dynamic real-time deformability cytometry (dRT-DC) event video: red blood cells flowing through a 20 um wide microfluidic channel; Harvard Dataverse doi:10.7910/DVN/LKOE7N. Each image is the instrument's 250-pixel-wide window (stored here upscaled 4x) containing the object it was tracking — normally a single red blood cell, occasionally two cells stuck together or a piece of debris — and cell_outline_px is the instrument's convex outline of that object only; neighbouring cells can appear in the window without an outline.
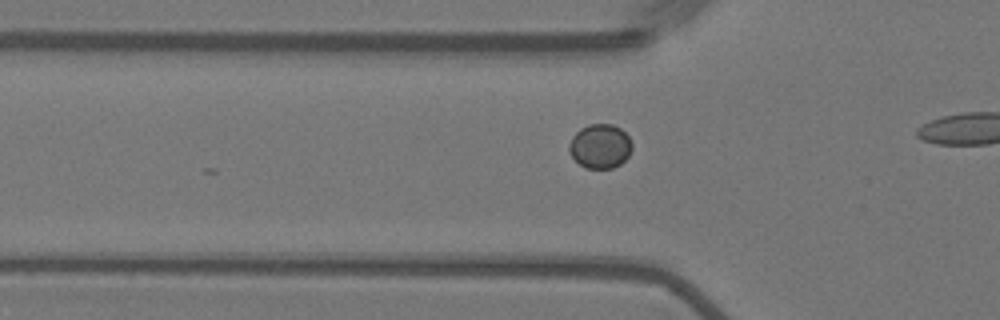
{"species": "Egyptian fruit bat (a non-hibernating species)", "species_latin": "Rousettus aegyptiacus", "temperature_condition": "warm", "stored_images_in_passage": 10, "camera_frame_rate_fps": 3000, "um_per_image_px": 0.085, "animal": {"sex": "female"}, "frame": {"image": 1, "passage_image": 7, "time_ms": 2.0, "image_size_px": [1000, 320], "cell_outline_px": [[632, 148], [628, 156], [620, 164], [612, 168], [584, 168], [572, 156], [568, 148], [568, 144], [572, 136], [580, 128], [588, 124], [612, 124], [620, 128], [628, 136], [632, 144]], "centroid_in_image_um": [51.0, 12.42], "position_along_channel_um": 74.8, "area_um2": 16.24}}